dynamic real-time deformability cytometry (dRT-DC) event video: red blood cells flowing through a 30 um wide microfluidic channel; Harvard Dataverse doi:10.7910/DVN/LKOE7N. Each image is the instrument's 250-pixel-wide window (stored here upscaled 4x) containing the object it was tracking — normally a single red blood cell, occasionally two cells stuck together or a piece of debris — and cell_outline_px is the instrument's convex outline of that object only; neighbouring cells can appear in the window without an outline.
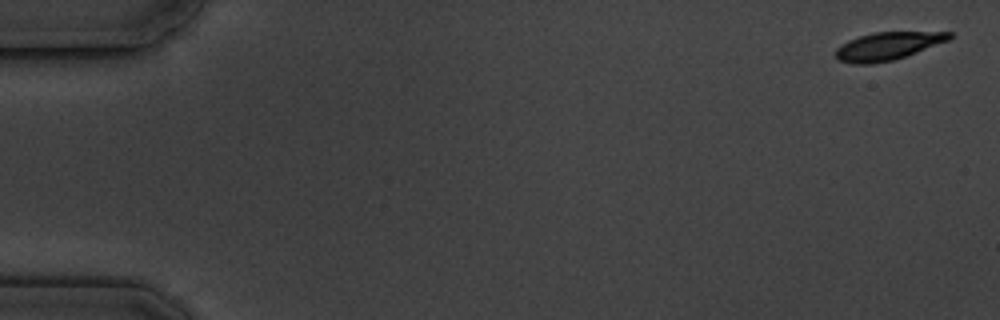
{"species": "common noctule bat (a hibernating species)", "species_latin": "Nyctalus noctula", "temperature_condition": "cold", "stored_images_in_passage": 5, "camera_frame_rate_fps": 3000, "um_per_image_px": 0.085, "animal": {"sex": "male", "body_mass_g": 19.5, "forearm_length_mm": 54.6}, "frame": {"image": 1, "passage_image": 1, "time_ms": 0.0, "image_size_px": [1000, 320], "cell_outline_px": [[952, 36], [948, 40], [916, 52], [892, 60], [872, 64], [852, 64], [840, 60], [836, 56], [836, 48], [848, 40], [872, 32], [952, 32]], "centroid_in_image_um": [75.42, 3.91], "position_along_channel_um": 9.6, "area_um2": 18.15}}
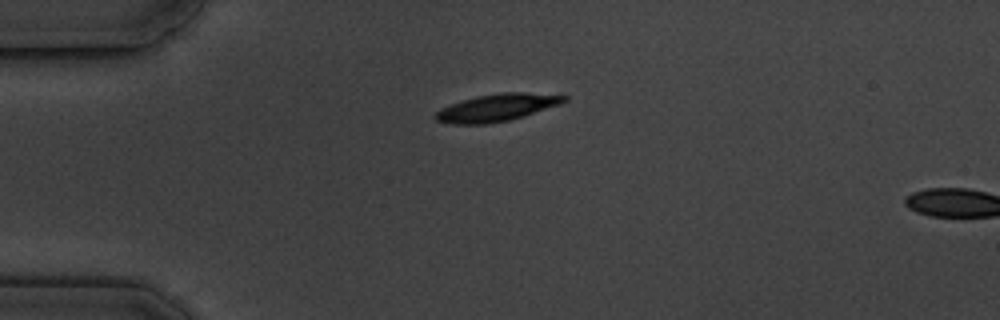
{"frame": {"image": 2, "passage_image": 4, "time_ms": 4.333, "image_size_px": [1000, 320], "cell_outline_px": [[568, 100], [560, 104], [524, 116], [508, 120], [488, 124], [448, 124], [436, 120], [432, 116], [440, 108], [476, 96], [500, 92], [524, 92], [568, 96]], "centroid_in_image_um": [42.21, 9.15], "position_along_channel_um": 42.8, "area_um2": 20.46}}